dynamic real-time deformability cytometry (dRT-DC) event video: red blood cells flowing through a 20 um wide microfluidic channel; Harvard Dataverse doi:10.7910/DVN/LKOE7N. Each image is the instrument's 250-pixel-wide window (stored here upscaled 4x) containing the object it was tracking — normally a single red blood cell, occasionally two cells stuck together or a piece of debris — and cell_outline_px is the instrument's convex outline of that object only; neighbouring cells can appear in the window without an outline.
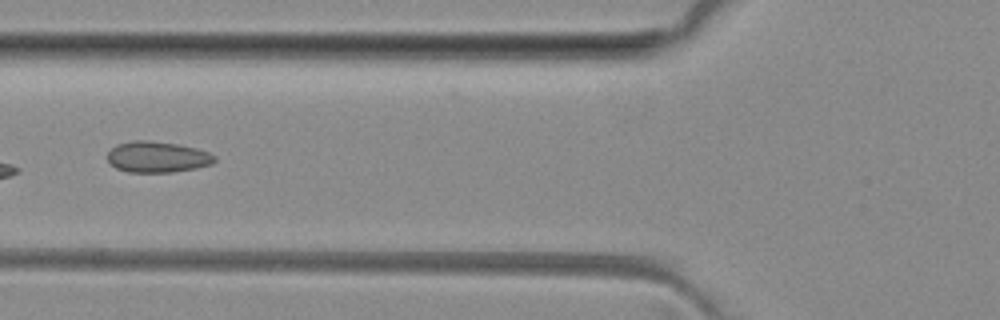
{"species": "common noctule bat (a hibernating species)", "species_latin": "Nyctalus noctula", "temperature_condition": "room temperature", "stored_images_in_passage": 6, "camera_frame_rate_fps": 3000, "um_per_image_px": 0.085, "animal": {"sex": "female", "body_mass_g": 29.2, "forearm_length_mm": 56.3}, "frame": {"image": 1, "passage_image": 4, "time_ms": 3.667, "image_size_px": [1000, 320], "cell_outline_px": [[216, 160], [212, 164], [196, 168], [172, 172], [128, 172], [116, 168], [108, 160], [108, 152], [116, 144], [136, 140], [144, 140], [176, 144], [196, 148], [208, 152], [216, 156]], "centroid_in_image_um": [13.38, 13.34], "position_along_channel_um": 112.4, "area_um2": 19.25}}
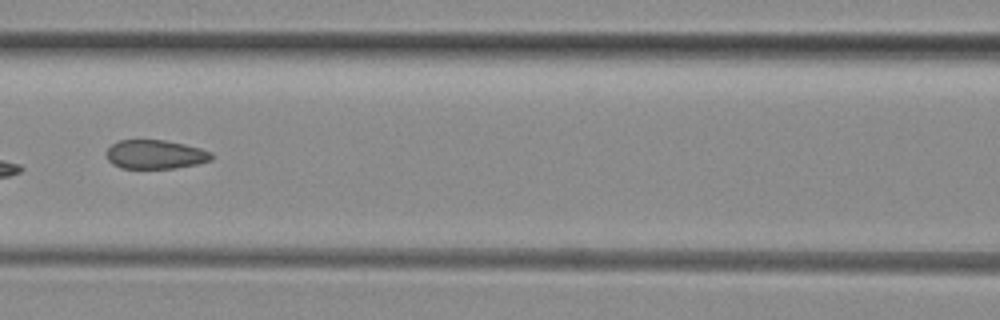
{"frame": {"image": 2, "passage_image": 5, "time_ms": 4.667, "image_size_px": [1000, 320], "cell_outline_px": [[212, 160], [196, 164], [176, 168], [120, 168], [112, 164], [108, 160], [108, 148], [112, 144], [120, 140], [164, 140], [184, 144], [200, 148], [212, 152]], "centroid_in_image_um": [13.22, 13.13], "position_along_channel_um": 153.4, "area_um2": 17.63}}
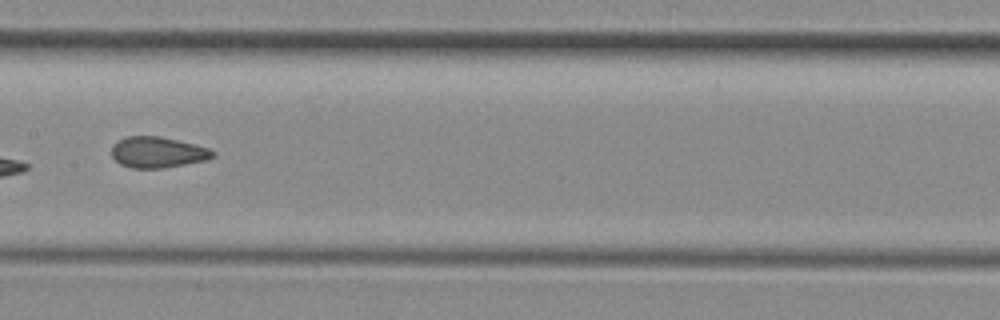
{"frame": {"image": 3, "passage_image": 6, "time_ms": 5.667, "image_size_px": [1000, 320], "cell_outline_px": [[216, 156], [204, 160], [164, 168], [132, 168], [120, 164], [112, 156], [112, 144], [128, 136], [160, 136], [208, 148], [216, 152]], "centroid_in_image_um": [13.39, 12.95], "position_along_channel_um": 194.0, "area_um2": 18.03}}